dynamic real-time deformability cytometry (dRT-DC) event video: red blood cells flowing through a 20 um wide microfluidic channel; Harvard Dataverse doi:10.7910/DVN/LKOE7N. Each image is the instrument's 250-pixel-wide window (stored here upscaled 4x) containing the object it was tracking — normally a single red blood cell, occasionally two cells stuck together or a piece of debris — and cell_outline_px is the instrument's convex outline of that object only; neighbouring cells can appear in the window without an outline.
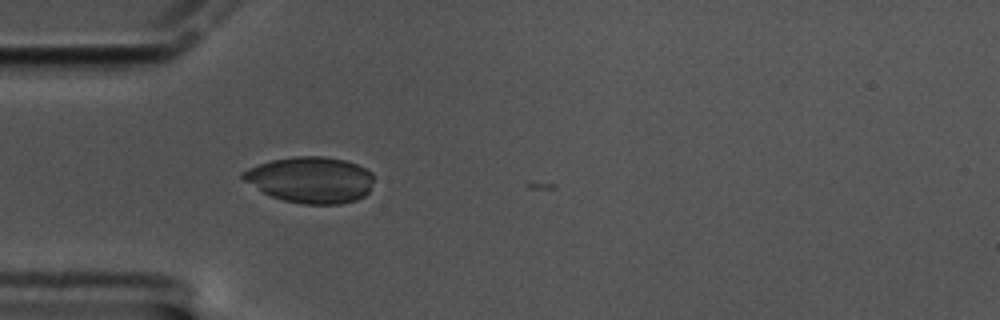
{"species": "common noctule bat (a hibernating species)", "species_latin": "Nyctalus noctula", "temperature_condition": "cold", "stored_images_in_passage": 6, "camera_frame_rate_fps": 3000, "um_per_image_px": 0.085, "animal": {"sex": "male", "body_mass_g": 17.5, "forearm_length_mm": 52.3}, "frame": {"image": 1, "passage_image": 2, "time_ms": 0.333, "image_size_px": [1000, 320], "cell_outline_px": [[372, 180], [368, 192], [364, 196], [356, 200], [340, 204], [304, 204], [284, 200], [272, 196], [264, 192], [244, 180], [240, 176], [240, 172], [248, 168], [272, 160], [296, 156], [324, 156], [344, 160], [356, 164], [372, 172]], "centroid_in_image_um": [26.4, 15.28], "position_along_channel_um": 58.6, "area_um2": 34.91}}